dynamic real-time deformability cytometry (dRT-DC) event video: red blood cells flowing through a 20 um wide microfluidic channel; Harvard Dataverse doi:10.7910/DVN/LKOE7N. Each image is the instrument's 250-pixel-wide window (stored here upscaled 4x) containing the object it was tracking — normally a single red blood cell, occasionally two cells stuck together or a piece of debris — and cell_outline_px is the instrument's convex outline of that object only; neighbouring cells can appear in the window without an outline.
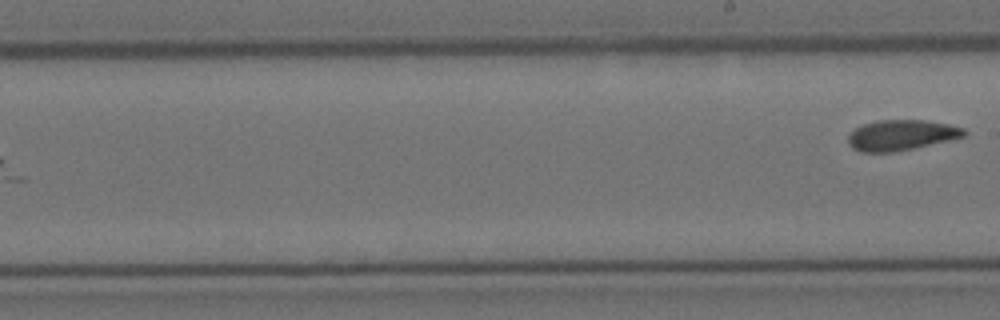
{"species": "Egyptian fruit bat (a non-hibernating species)", "species_latin": "Rousettus aegyptiacus", "temperature_condition": "cold", "stored_images_in_passage": 10, "segment_of_instrument_passage": [2, 2], "camera_frame_rate_fps": 3000, "um_per_image_px": 0.085, "animal": {"sex": "female"}, "frame": {"image": 1, "passage_image": 10, "time_ms": 11.333, "image_size_px": [1000, 320], "cell_outline_px": [[968, 132], [964, 136], [948, 140], [912, 148], [892, 152], [860, 152], [852, 148], [848, 144], [848, 136], [860, 124], [876, 120], [928, 120], [948, 124], [964, 128]], "centroid_in_image_um": [76.58, 11.47], "position_along_channel_um": 212.4, "area_um2": 20.58}}